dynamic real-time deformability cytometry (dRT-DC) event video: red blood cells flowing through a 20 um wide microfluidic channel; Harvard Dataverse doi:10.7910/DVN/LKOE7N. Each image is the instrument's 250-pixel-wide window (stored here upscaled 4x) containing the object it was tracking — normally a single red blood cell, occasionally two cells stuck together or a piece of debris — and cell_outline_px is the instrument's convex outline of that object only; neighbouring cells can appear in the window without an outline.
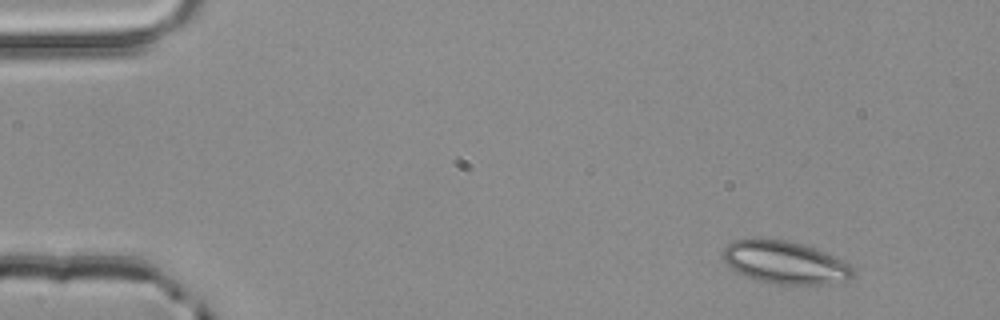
{"species": "common noctule bat (a hibernating species)", "species_latin": "Nyctalus noctula", "temperature_condition": "room temperature", "stored_images_in_passage": 3, "camera_frame_rate_fps": 3000, "um_per_image_px": 0.085, "animal": {"sex": "male", "body_mass_g": 20.4}, "frame": {"image": 1, "passage_image": 1, "time_ms": 0.0, "image_size_px": [1000, 320], "cell_outline_px": [[852, 276], [848, 280], [828, 284], [780, 284], [760, 280], [736, 272], [724, 260], [724, 248], [732, 240], [784, 240], [804, 244], [824, 252], [848, 264], [852, 268]], "centroid_in_image_um": [66.73, 22.32], "position_along_channel_um": 18.3, "area_um2": 31.44}}